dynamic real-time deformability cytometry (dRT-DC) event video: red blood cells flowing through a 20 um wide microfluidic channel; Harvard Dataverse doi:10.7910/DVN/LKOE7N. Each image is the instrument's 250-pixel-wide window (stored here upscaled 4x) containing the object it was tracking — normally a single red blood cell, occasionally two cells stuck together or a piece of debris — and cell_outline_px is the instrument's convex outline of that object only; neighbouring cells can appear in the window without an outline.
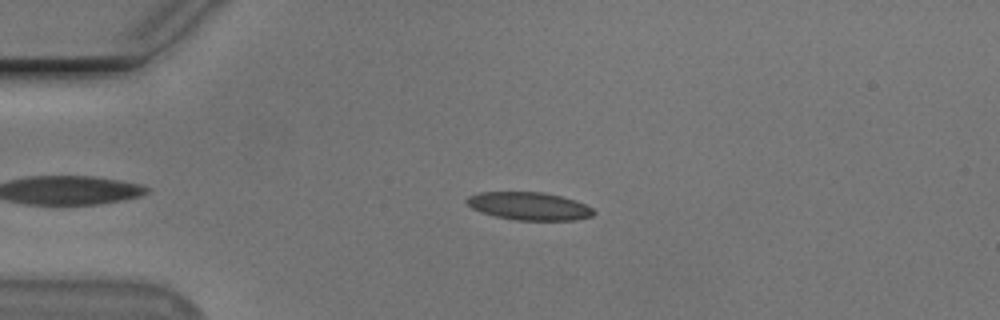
{"species": "Egyptian fruit bat (a non-hibernating species)", "species_latin": "Rousettus aegyptiacus", "temperature_condition": "cold", "stored_images_in_passage": 50, "camera_frame_rate_fps": 3000, "um_per_image_px": 0.085, "animal": {"sex": "male"}, "frame": {"image": 1, "passage_image": 13, "time_ms": 4.0, "image_size_px": [1000, 320], "cell_outline_px": [[596, 212], [592, 216], [576, 220], [516, 220], [496, 216], [480, 212], [472, 208], [464, 200], [468, 196], [480, 192], [544, 192], [576, 200], [592, 208]], "centroid_in_image_um": [44.97, 17.52], "position_along_channel_um": 40.0, "area_um2": 20.63}}
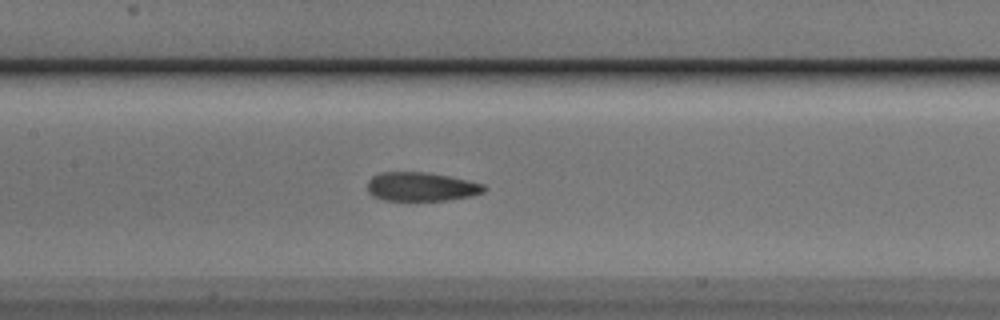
{"frame": {"image": 2, "passage_image": 26, "time_ms": 8.333, "image_size_px": [1000, 320], "cell_outline_px": [[488, 188], [484, 192], [472, 196], [444, 200], [384, 200], [372, 196], [368, 192], [368, 180], [372, 176], [380, 172], [428, 172], [468, 180], [484, 184]], "centroid_in_image_um": [35.81, 15.86], "position_along_channel_um": 171.6, "area_um2": 19.71}}
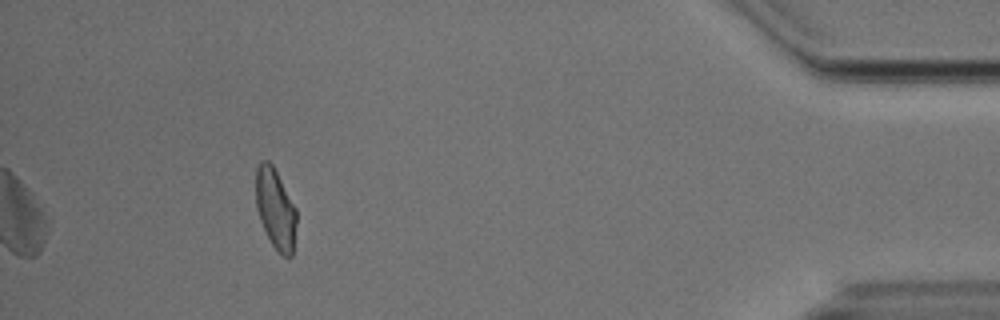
{"frame": {"image": 3, "passage_image": 50, "time_ms": 16.333, "image_size_px": [1000, 320], "cell_outline_px": [[296, 224], [292, 256], [280, 256], [272, 244], [260, 220], [256, 208], [256, 168], [260, 160], [268, 160], [272, 164], [296, 208]], "centroid_in_image_um": [23.41, 17.74], "position_along_channel_um": 411.8, "area_um2": 18.96}, "authors_computed_cell_mechanics": {"area_um2": 20.4034, "velocity_mm_per_s": 3.7472, "shape_relaxation_time_tau1_ms": 7.7631, "shape_relaxation_time_tau2_ms": 1.9172, "deformation_change_tau1": 0.1779, "deformation_change_tau2": 0.0807}}